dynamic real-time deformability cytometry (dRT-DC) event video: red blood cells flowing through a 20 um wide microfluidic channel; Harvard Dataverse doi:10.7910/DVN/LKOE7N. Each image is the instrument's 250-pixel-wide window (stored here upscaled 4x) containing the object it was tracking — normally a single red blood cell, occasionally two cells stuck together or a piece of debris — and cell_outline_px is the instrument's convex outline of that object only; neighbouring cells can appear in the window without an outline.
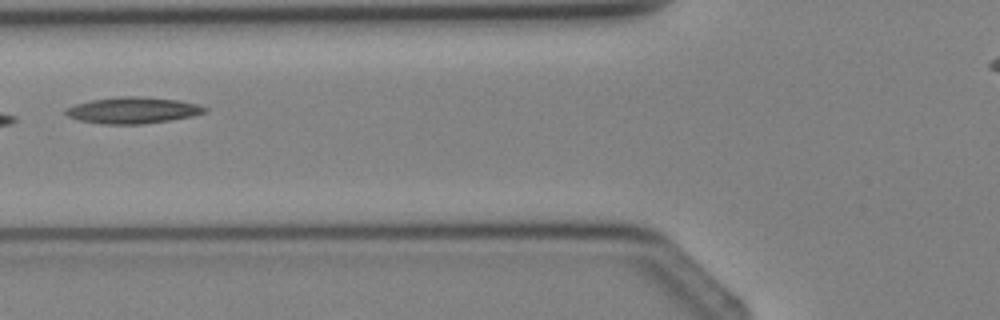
{"species": "Egyptian fruit bat (a non-hibernating species)", "species_latin": "Rousettus aegyptiacus", "temperature_condition": "cold", "stored_images_in_passage": 5, "camera_frame_rate_fps": 3000, "um_per_image_px": 0.085, "animal": {"sex": "female"}, "frame": {"image": 1, "passage_image": 5, "time_ms": 4.333, "image_size_px": [1000, 320], "cell_outline_px": [[208, 112], [192, 116], [144, 124], [104, 124], [80, 120], [68, 116], [64, 112], [64, 108], [88, 100], [116, 96], [136, 96], [180, 100], [200, 104], [208, 108]], "centroid_in_image_um": [11.3, 9.36], "position_along_channel_um": 114.5, "area_um2": 21.56}}